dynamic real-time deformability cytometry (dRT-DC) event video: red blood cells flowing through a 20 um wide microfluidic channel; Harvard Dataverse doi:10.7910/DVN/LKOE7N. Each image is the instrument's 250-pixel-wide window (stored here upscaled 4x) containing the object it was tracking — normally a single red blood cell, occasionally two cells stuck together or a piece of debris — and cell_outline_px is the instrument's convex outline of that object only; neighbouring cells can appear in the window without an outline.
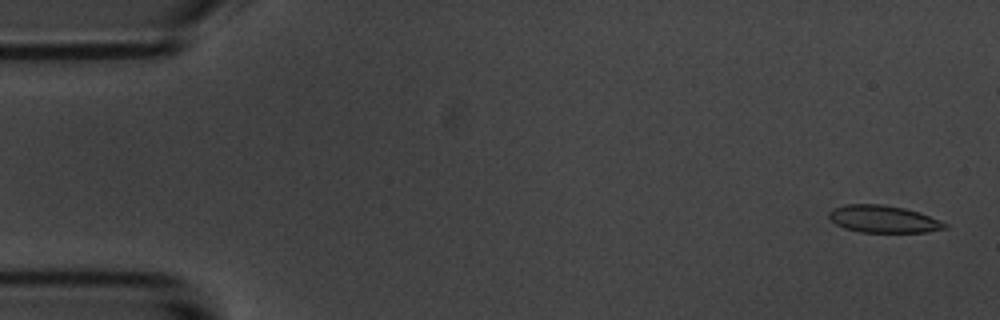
{"species": "common noctule bat (a hibernating species)", "species_latin": "Nyctalus noctula", "temperature_condition": "room temperature", "stored_images_in_passage": 57, "camera_frame_rate_fps": 3000, "um_per_image_px": 0.085, "animal": {"sex": "male", "body_mass_g": 20.1, "forearm_length_mm": 53.5}, "frame": {"image": 1, "passage_image": 2, "time_ms": 0.333, "image_size_px": [1000, 320], "cell_outline_px": [[948, 228], [928, 232], [860, 232], [844, 228], [836, 224], [828, 216], [828, 212], [832, 208], [844, 204], [880, 204], [904, 208], [940, 220], [948, 224]], "centroid_in_image_um": [75.06, 18.62], "position_along_channel_um": 9.9, "area_um2": 18.38}}
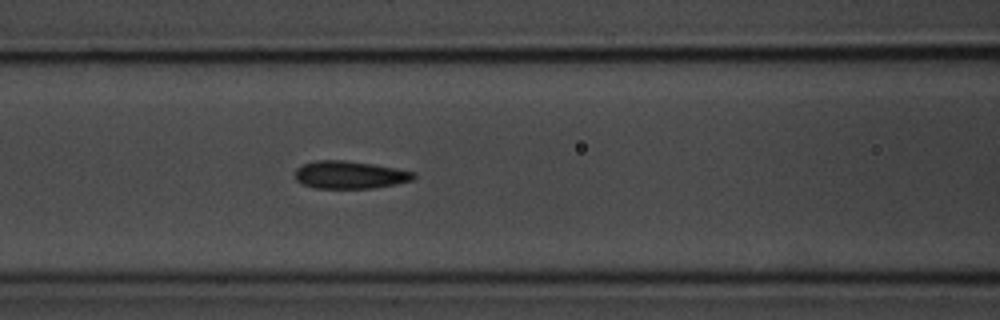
{"frame": {"image": 2, "passage_image": 23, "time_ms": 7.333, "image_size_px": [1000, 320], "cell_outline_px": [[416, 176], [412, 180], [396, 184], [372, 188], [312, 188], [296, 180], [296, 168], [304, 164], [316, 160], [344, 160], [372, 164], [396, 168], [416, 172]], "centroid_in_image_um": [29.75, 14.86], "position_along_channel_um": 136.9, "area_um2": 19.07}}
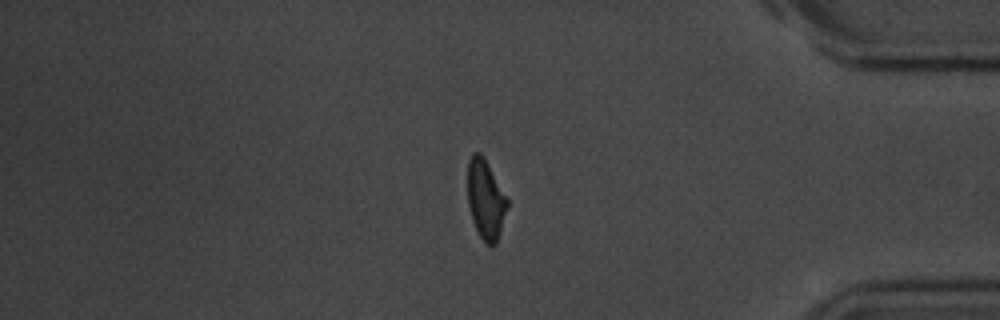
{"frame": {"image": 3, "passage_image": 47, "time_ms": 15.333, "image_size_px": [1000, 320], "cell_outline_px": [[508, 208], [496, 244], [492, 248], [480, 236], [472, 220], [468, 204], [468, 160], [472, 152], [480, 152], [484, 156], [508, 200]], "centroid_in_image_um": [41.28, 16.94], "position_along_channel_um": 393.9, "area_um2": 18.38}, "authors_computed_cell_mechanics": {"area_um2": 18.9006, "velocity_mm_per_s": 3.5755, "shape_relaxation_time_tau1_ms": 3.7977, "shape_relaxation_time_tau2_ms": 1.811, "deformation_change_tau1": 0.1147, "deformation_change_tau2": 0.0842}}